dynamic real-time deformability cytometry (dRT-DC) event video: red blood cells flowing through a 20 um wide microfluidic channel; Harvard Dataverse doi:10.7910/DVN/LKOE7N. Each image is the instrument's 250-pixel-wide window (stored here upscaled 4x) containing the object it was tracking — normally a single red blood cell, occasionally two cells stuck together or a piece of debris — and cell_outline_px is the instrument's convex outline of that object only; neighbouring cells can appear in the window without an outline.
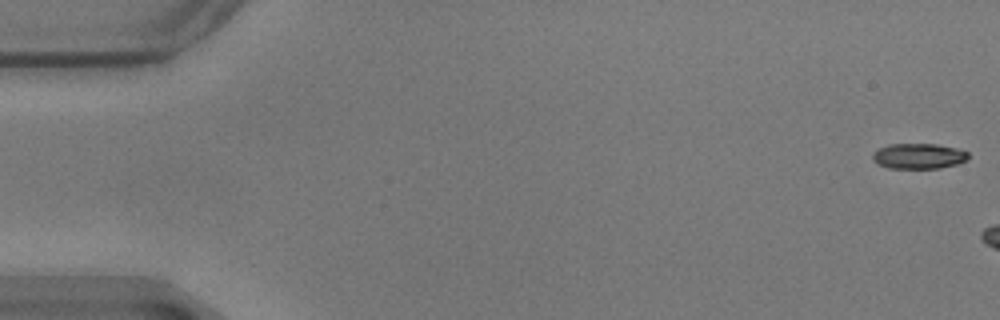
{"species": "common noctule bat (a hibernating species)", "species_latin": "Nyctalus noctula", "temperature_condition": "warm", "stored_images_in_passage": 7, "camera_frame_rate_fps": 3000, "um_per_image_px": 0.085, "animal": {"sex": "male", "body_mass_g": 17.9}, "frame": {"image": 1, "passage_image": 1, "time_ms": 0.0, "image_size_px": [1000, 320], "cell_outline_px": [[968, 160], [956, 164], [940, 168], [888, 168], [876, 164], [872, 160], [872, 152], [888, 144], [936, 144], [956, 148], [968, 152]], "centroid_in_image_um": [78.05, 13.27], "position_along_channel_um": 7.0, "area_um2": 14.28}}